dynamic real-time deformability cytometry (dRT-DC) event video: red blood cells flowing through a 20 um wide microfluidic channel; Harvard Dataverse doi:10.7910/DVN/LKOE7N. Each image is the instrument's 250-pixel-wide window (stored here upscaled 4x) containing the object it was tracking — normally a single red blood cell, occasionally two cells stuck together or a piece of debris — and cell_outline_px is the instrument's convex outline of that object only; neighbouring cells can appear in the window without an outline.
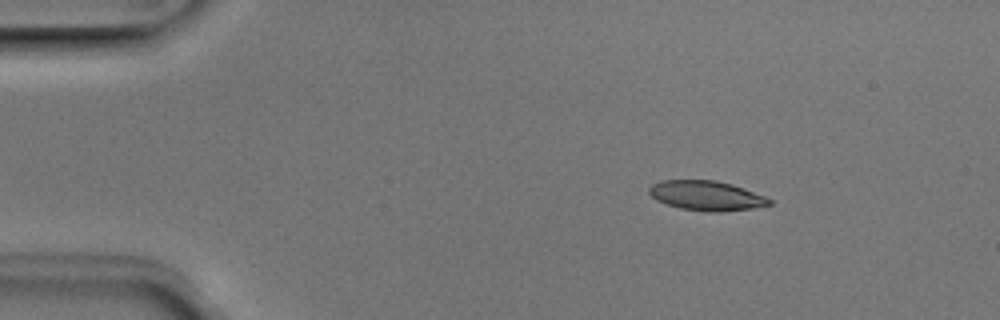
{"species": "Egyptian fruit bat (a non-hibernating species)", "species_latin": "Rousettus aegyptiacus", "temperature_condition": "room temperature", "stored_images_in_passage": 3, "camera_frame_rate_fps": 3000, "um_per_image_px": 0.085, "animal": {"sex": "male"}, "frame": {"image": 1, "passage_image": 1, "time_ms": 0.0, "image_size_px": [1000, 320], "cell_outline_px": [[772, 204], [752, 208], [720, 212], [708, 212], [680, 208], [656, 200], [648, 192], [648, 188], [652, 184], [660, 180], [716, 180], [732, 184], [764, 196], [772, 200]], "centroid_in_image_um": [60.02, 16.62], "position_along_channel_um": 25.0, "area_um2": 20.75}}
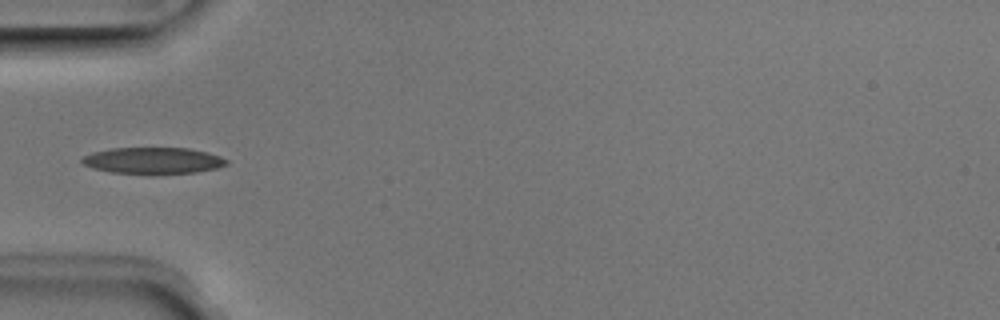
{"frame": {"image": 2, "passage_image": 3, "time_ms": 0.667, "image_size_px": [1000, 320], "cell_outline_px": [[228, 164], [216, 168], [196, 172], [156, 176], [152, 176], [112, 172], [92, 168], [84, 164], [80, 160], [84, 156], [92, 152], [112, 148], [188, 148], [220, 156], [228, 160]], "centroid_in_image_um": [13.0, 13.68], "position_along_channel_um": 72.0, "area_um2": 22.77}}